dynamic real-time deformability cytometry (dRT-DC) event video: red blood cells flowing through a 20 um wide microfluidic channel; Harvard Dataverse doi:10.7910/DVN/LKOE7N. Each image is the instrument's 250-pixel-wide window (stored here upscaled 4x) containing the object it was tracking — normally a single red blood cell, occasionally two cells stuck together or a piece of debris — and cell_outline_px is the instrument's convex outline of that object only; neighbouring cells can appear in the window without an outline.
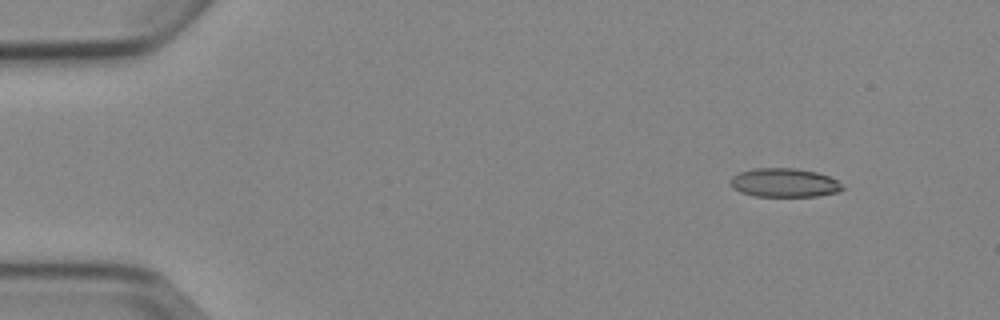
{"species": "Egyptian fruit bat (a non-hibernating species)", "species_latin": "Rousettus aegyptiacus", "temperature_condition": "cold", "stored_images_in_passage": 5, "camera_frame_rate_fps": 3000, "um_per_image_px": 0.085, "animal": {"sex": "female"}, "frame": {"image": 1, "passage_image": 1, "time_ms": 0.0, "image_size_px": [1000, 320], "cell_outline_px": [[844, 188], [840, 192], [816, 196], [756, 196], [740, 192], [732, 188], [728, 180], [732, 176], [740, 172], [756, 168], [796, 168], [816, 172], [828, 176], [836, 180]], "centroid_in_image_um": [66.63, 15.53], "position_along_channel_um": 18.4, "area_um2": 18.84}}
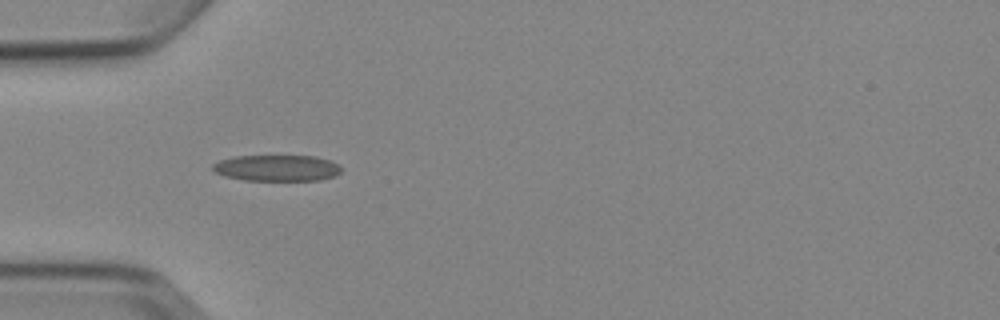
{"frame": {"image": 2, "passage_image": 4, "time_ms": 3.667, "image_size_px": [1000, 320], "cell_outline_px": [[340, 172], [336, 176], [320, 180], [244, 180], [224, 176], [216, 172], [212, 168], [212, 164], [220, 160], [232, 156], [316, 156], [328, 160], [336, 164], [340, 168]], "centroid_in_image_um": [23.51, 14.28], "position_along_channel_um": 61.5, "area_um2": 19.54}}
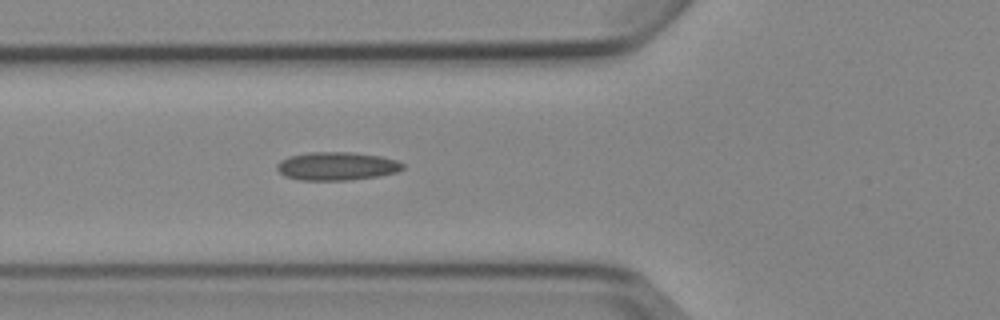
{"frame": {"image": 3, "passage_image": 5, "time_ms": 4.667, "image_size_px": [1000, 320], "cell_outline_px": [[404, 168], [396, 172], [380, 176], [348, 180], [300, 180], [284, 176], [276, 168], [276, 164], [280, 160], [288, 156], [308, 152], [348, 152], [380, 156], [396, 160], [404, 164]], "centroid_in_image_um": [28.6, 14.12], "position_along_channel_um": 97.2, "area_um2": 20.81}}